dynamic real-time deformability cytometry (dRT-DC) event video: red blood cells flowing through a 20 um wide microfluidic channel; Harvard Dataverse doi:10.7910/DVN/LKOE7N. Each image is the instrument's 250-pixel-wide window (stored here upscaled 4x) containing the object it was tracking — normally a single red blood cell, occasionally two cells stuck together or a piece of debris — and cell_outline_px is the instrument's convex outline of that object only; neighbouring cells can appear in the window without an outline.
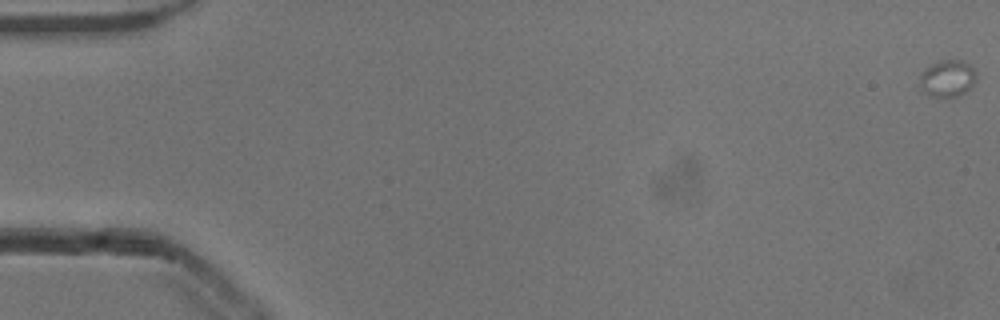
{"species": "common noctule bat (a hibernating species)", "species_latin": "Nyctalus noctula", "temperature_condition": "cold", "stored_images_in_passage": 13, "camera_frame_rate_fps": 3000, "um_per_image_px": 0.085, "animal": {"sex": "male", "body_mass_g": 13.3}, "frame": {"image": 1, "passage_image": 1, "time_ms": 0.0, "image_size_px": [1000, 320], "cell_outline_px": [[976, 80], [964, 92], [956, 96], [928, 96], [920, 88], [920, 76], [924, 68], [940, 60], [964, 60], [976, 72]], "centroid_in_image_um": [80.51, 6.65], "position_along_channel_um": 4.5, "area_um2": 12.02}}